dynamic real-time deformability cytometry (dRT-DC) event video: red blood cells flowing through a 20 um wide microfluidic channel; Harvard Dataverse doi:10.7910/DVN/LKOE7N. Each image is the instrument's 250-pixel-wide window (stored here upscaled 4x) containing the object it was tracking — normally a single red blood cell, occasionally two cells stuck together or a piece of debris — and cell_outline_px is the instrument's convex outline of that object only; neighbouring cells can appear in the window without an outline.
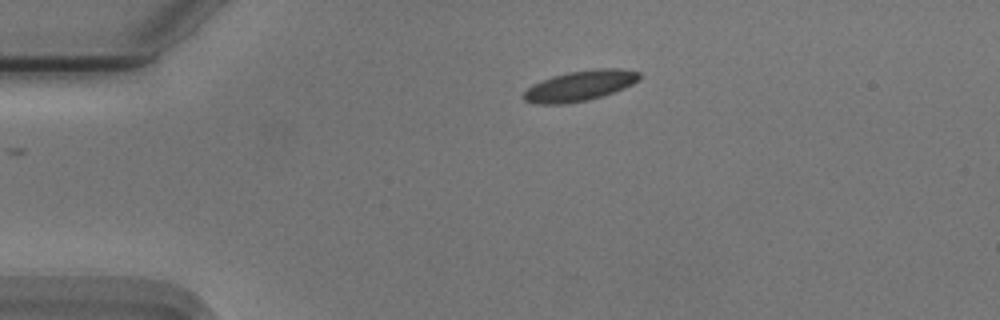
{"species": "Egyptian fruit bat (a non-hibernating species)", "species_latin": "Rousettus aegyptiacus", "temperature_condition": "cold", "stored_images_in_passage": 44, "camera_frame_rate_fps": 3000, "um_per_image_px": 0.085, "animal": {"sex": "male"}, "frame": {"image": 1, "passage_image": 1, "time_ms": 0.0, "image_size_px": [1000, 320], "cell_outline_px": [[640, 76], [632, 84], [624, 88], [588, 100], [564, 104], [536, 104], [524, 100], [524, 92], [532, 84], [552, 76], [568, 72], [592, 68], [620, 68], [640, 72]], "centroid_in_image_um": [49.27, 7.28], "position_along_channel_um": 35.7, "area_um2": 20.4}}
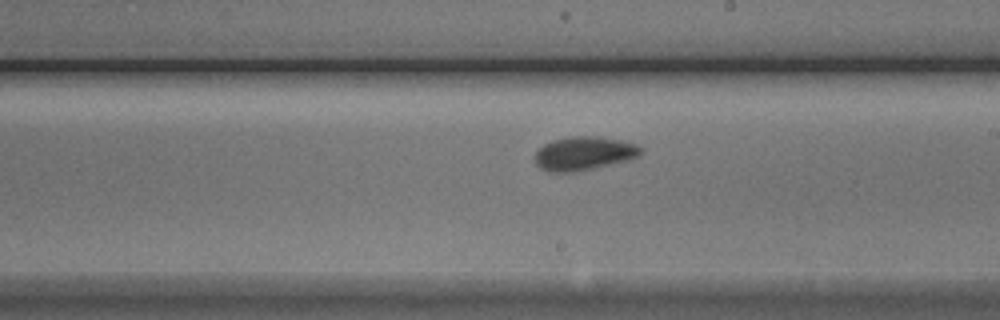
{"frame": {"image": 2, "passage_image": 21, "time_ms": 6.667, "image_size_px": [1000, 320], "cell_outline_px": [[644, 148], [636, 156], [628, 160], [592, 168], [572, 172], [548, 172], [540, 168], [536, 164], [532, 156], [544, 144], [552, 140], [572, 136], [596, 136], [620, 140], [636, 144]], "centroid_in_image_um": [49.58, 13.03], "position_along_channel_um": 239.4, "area_um2": 20.69}}
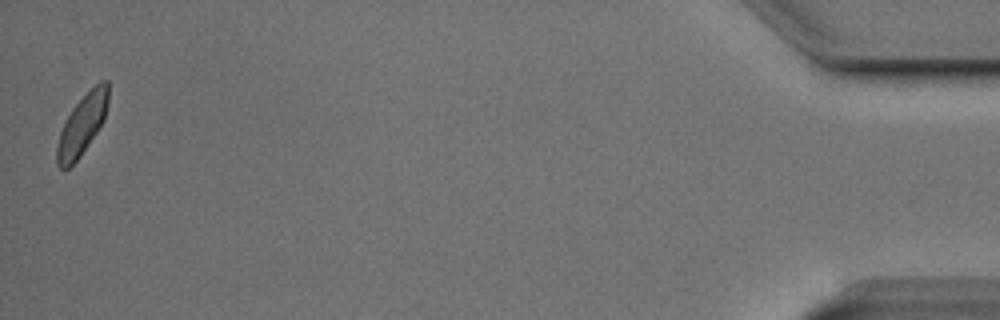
{"frame": {"image": 3, "passage_image": 44, "time_ms": 14.333, "image_size_px": [1000, 320], "cell_outline_px": [[108, 100], [104, 120], [80, 156], [68, 168], [60, 168], [56, 164], [56, 148], [60, 132], [72, 108], [100, 80], [108, 80]], "centroid_in_image_um": [6.97, 10.61], "position_along_channel_um": 428.2, "area_um2": 17.57}, "authors_computed_cell_mechanics": {"area_um2": 19.4208, "velocity_mm_per_s": 3.6907, "shape_relaxation_time_tau1_ms": 2.9458, "shape_relaxation_time_tau2_ms": 3.1999, "deformation_change_tau1": 0.0957, "deformation_change_tau2": 0.0611}}